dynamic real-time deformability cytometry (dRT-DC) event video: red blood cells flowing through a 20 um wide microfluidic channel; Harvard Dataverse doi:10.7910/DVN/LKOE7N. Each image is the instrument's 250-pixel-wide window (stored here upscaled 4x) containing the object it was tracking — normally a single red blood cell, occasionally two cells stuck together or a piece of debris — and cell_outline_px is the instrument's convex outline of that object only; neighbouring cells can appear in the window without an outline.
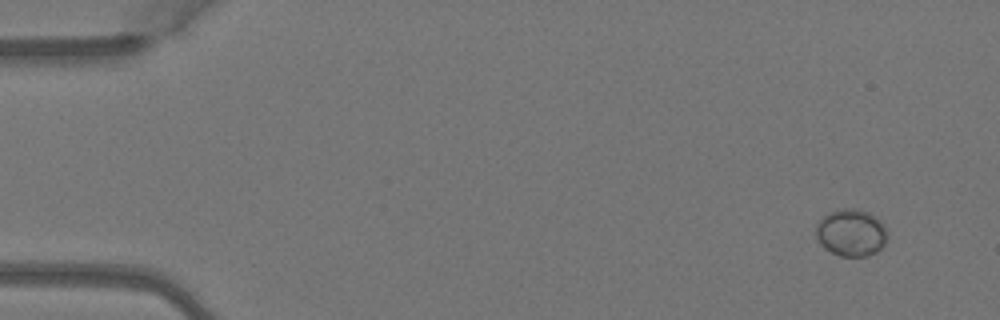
{"species": "Egyptian fruit bat (a non-hibernating species)", "species_latin": "Rousettus aegyptiacus", "temperature_condition": "warm", "stored_images_in_passage": 7, "camera_frame_rate_fps": 3000, "um_per_image_px": 0.085, "animal": {"sex": "female"}, "frame": {"image": 1, "passage_image": 1, "time_ms": 0.0, "image_size_px": [1000, 320], "cell_outline_px": [[888, 240], [876, 252], [868, 256], [840, 256], [824, 248], [820, 244], [816, 236], [816, 224], [828, 212], [844, 208], [856, 208], [868, 212], [876, 216], [884, 224], [888, 232]], "centroid_in_image_um": [72.37, 19.77], "position_along_channel_um": 12.6, "area_um2": 19.88}}
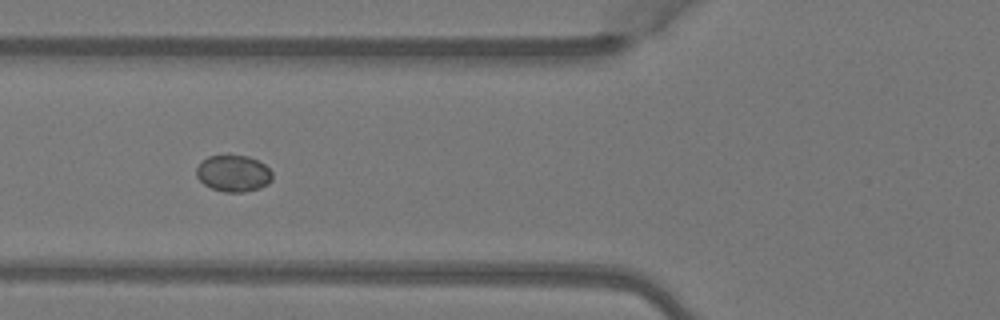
{"frame": {"image": 2, "passage_image": 5, "time_ms": 1.333, "image_size_px": [1000, 320], "cell_outline_px": [[272, 180], [268, 184], [260, 188], [244, 192], [224, 192], [212, 188], [204, 184], [196, 176], [196, 168], [208, 156], [248, 156], [264, 164], [272, 172]], "centroid_in_image_um": [19.85, 14.76], "position_along_channel_um": 105.9, "area_um2": 16.01}}
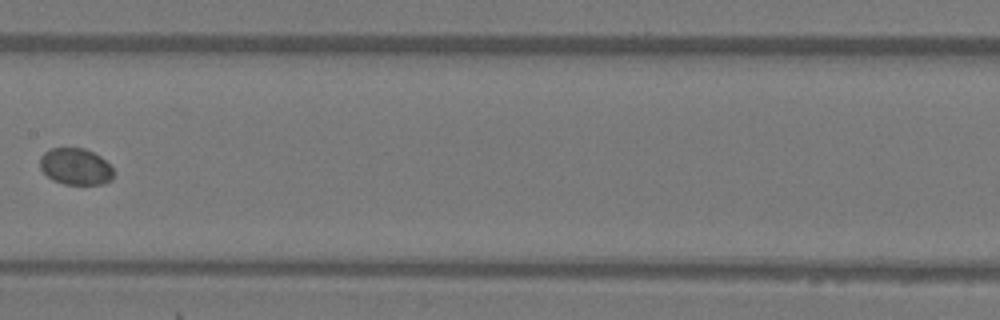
{"frame": {"image": 3, "passage_image": 7, "time_ms": 2.0, "image_size_px": [1000, 320], "cell_outline_px": [[116, 172], [112, 180], [104, 184], [64, 184], [52, 180], [40, 168], [40, 156], [44, 152], [52, 148], [84, 148], [100, 156]], "centroid_in_image_um": [6.44, 14.16], "position_along_channel_um": 201.0, "area_um2": 15.78}}